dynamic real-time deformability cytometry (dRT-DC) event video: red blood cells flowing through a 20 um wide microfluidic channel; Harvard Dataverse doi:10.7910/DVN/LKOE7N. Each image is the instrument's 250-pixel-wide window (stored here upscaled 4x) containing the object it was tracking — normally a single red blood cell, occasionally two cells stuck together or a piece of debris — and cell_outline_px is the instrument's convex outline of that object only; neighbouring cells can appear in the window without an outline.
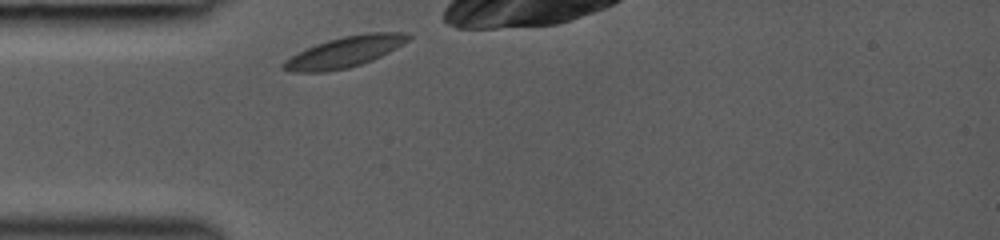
{"species": "common noctule bat (a hibernating species)", "species_latin": "Nyctalus noctula", "temperature_condition": "room temperature", "stored_images_in_passage": 19, "camera_frame_rate_fps": 3000, "um_per_image_px": 0.085, "animal": {"sex": "female", "body_mass_g": 19.0, "forearm_length_mm": 53.3}, "frame": {"image": 1, "passage_image": 1, "time_ms": 0.0, "image_size_px": [1000, 240], "cell_outline_px": [[412, 36], [408, 40], [396, 48], [372, 60], [348, 68], [328, 72], [292, 72], [280, 68], [280, 64], [284, 60], [316, 44], [328, 40], [344, 36], [368, 32], [408, 32]], "centroid_in_image_um": [29.29, 4.42], "position_along_channel_um": 55.7, "area_um2": 22.31}}
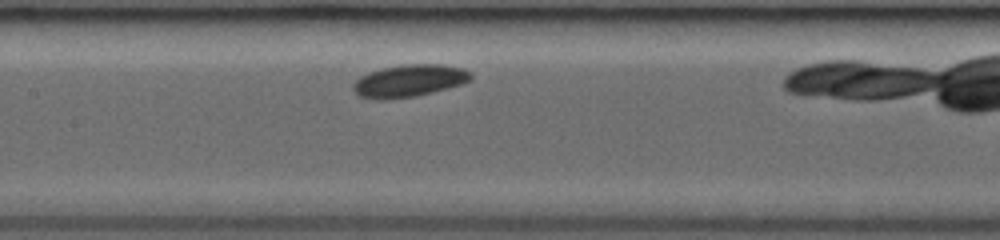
{"frame": {"image": 2, "passage_image": 7, "time_ms": 3.0, "image_size_px": [1000, 240], "cell_outline_px": [[472, 80], [464, 84], [416, 96], [388, 100], [380, 100], [360, 96], [352, 88], [352, 84], [360, 76], [368, 72], [384, 68], [404, 64], [444, 64], [464, 68], [472, 72]], "centroid_in_image_um": [34.82, 6.86], "position_along_channel_um": 172.6, "area_um2": 22.43}}
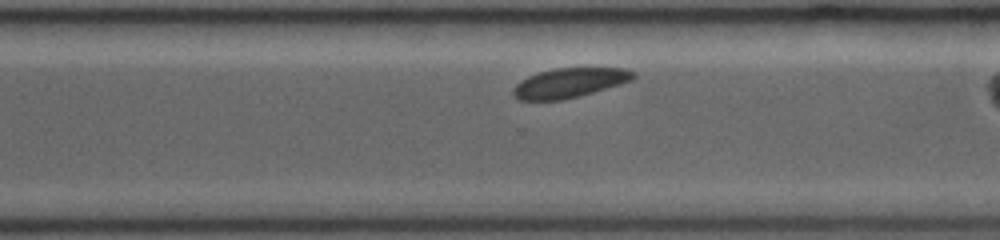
{"frame": {"image": 3, "passage_image": 16, "time_ms": 6.667, "image_size_px": [1000, 240], "cell_outline_px": [[636, 76], [632, 80], [620, 84], [580, 96], [560, 100], [520, 100], [512, 96], [512, 88], [520, 80], [528, 76], [540, 72], [556, 68], [628, 68], [636, 72]], "centroid_in_image_um": [48.4, 7.04], "position_along_channel_um": 322.2, "area_um2": 20.81}}